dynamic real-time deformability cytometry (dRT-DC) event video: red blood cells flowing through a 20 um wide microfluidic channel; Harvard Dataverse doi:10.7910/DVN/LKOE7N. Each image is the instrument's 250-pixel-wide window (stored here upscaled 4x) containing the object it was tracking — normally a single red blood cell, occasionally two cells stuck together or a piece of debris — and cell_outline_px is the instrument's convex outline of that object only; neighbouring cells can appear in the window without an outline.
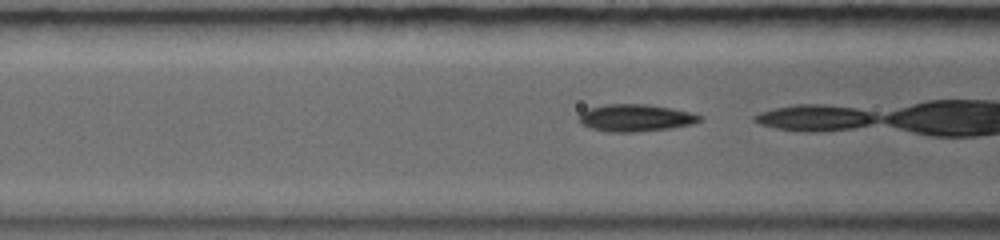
{"species": "common noctule bat (a hibernating species)", "species_latin": "Nyctalus noctula", "temperature_condition": "warm", "stored_images_in_passage": 17, "camera_frame_rate_fps": 5000, "um_per_image_px": 0.085, "animal": {"sex": "female", "body_mass_g": 19.0, "forearm_length_mm": 56.7}, "frame": {"image": 1, "passage_image": 8, "time_ms": 1.2, "image_size_px": [1000, 240], "cell_outline_px": [[704, 116], [700, 120], [692, 124], [668, 128], [636, 132], [608, 132], [592, 128], [580, 124], [580, 112], [588, 108], [604, 104], [644, 104], [672, 108], [692, 112]], "centroid_in_image_um": [54.01, 10.01], "position_along_channel_um": 112.6, "area_um2": 19.13}}